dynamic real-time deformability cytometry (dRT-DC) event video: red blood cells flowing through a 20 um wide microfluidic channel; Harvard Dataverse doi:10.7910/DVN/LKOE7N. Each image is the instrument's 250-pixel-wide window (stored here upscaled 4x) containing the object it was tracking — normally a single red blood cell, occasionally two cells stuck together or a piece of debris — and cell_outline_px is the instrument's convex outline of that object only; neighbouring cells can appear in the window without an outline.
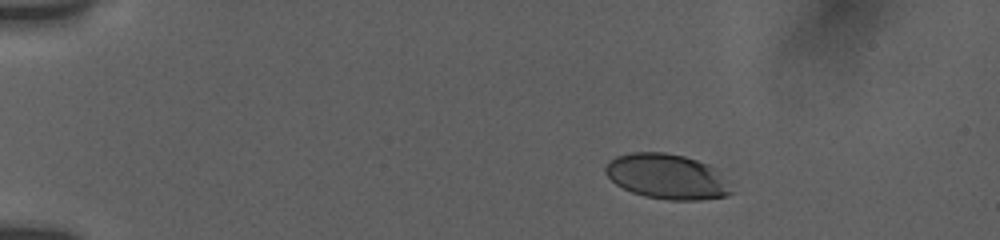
{"species": "human", "species_latin": "Homo sapiens", "temperature_condition": "room temperature", "stored_images_in_passage": 21, "camera_frame_rate_fps": 3000, "um_per_image_px": 0.085, "donor": {"sex": "female"}, "frame": {"image": 1, "passage_image": 2, "time_ms": 0.667, "image_size_px": [1000, 240], "cell_outline_px": [[736, 192], [728, 196], [700, 200], [668, 200], [644, 196], [632, 192], [616, 184], [604, 172], [604, 168], [608, 160], [616, 156], [632, 152], [664, 152], [684, 156], [708, 164], [716, 168], [732, 180]], "centroid_in_image_um": [56.8, 15.01], "position_along_channel_um": 28.2, "area_um2": 33.93}}
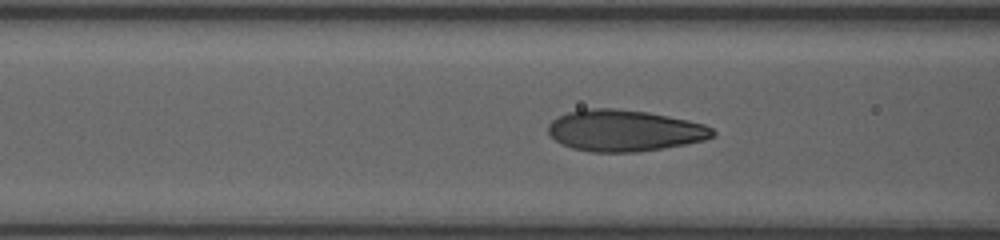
{"frame": {"image": 2, "passage_image": 15, "time_ms": 5.333, "image_size_px": [1000, 240], "cell_outline_px": [[716, 132], [712, 136], [704, 140], [664, 148], [636, 152], [592, 152], [572, 148], [560, 144], [548, 132], [548, 124], [552, 120], [568, 112], [592, 108], [612, 108], [648, 112], [668, 116], [704, 124], [712, 128]], "centroid_in_image_um": [53.06, 11.1], "position_along_channel_um": 113.5, "area_um2": 39.48}}
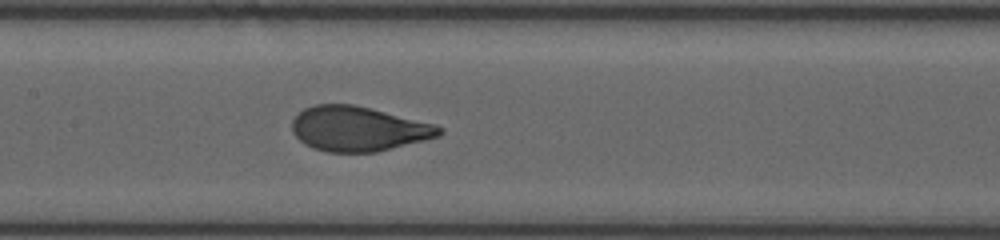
{"frame": {"image": 3, "passage_image": 21, "time_ms": 7.0, "image_size_px": [1000, 240], "cell_outline_px": [[444, 132], [440, 136], [376, 152], [328, 152], [312, 148], [304, 144], [292, 132], [292, 120], [304, 108], [316, 104], [352, 104], [436, 124], [444, 128]], "centroid_in_image_um": [30.46, 10.95], "position_along_channel_um": 176.9, "area_um2": 38.32}}